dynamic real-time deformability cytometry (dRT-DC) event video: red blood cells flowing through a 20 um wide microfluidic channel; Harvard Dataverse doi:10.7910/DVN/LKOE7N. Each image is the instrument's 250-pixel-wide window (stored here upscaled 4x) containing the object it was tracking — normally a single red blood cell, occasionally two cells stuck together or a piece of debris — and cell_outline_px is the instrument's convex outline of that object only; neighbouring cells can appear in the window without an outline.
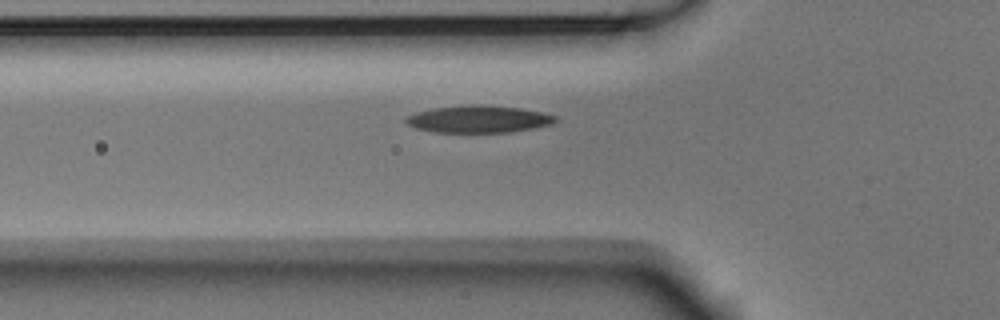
{"species": "Egyptian fruit bat (a non-hibernating species)", "species_latin": "Rousettus aegyptiacus", "temperature_condition": "room temperature", "stored_images_in_passage": 40, "camera_frame_rate_fps": 3000, "um_per_image_px": 0.085, "animal": {"sex": "male"}, "frame": {"image": 1, "passage_image": 9, "time_ms": 2.667, "image_size_px": [1000, 320], "cell_outline_px": [[556, 120], [552, 124], [532, 128], [508, 132], [436, 132], [416, 128], [408, 124], [404, 120], [408, 116], [416, 112], [436, 108], [472, 104], [480, 104], [520, 108], [544, 112], [556, 116]], "centroid_in_image_um": [40.7, 10.12], "position_along_channel_um": 85.1, "area_um2": 23.47}}
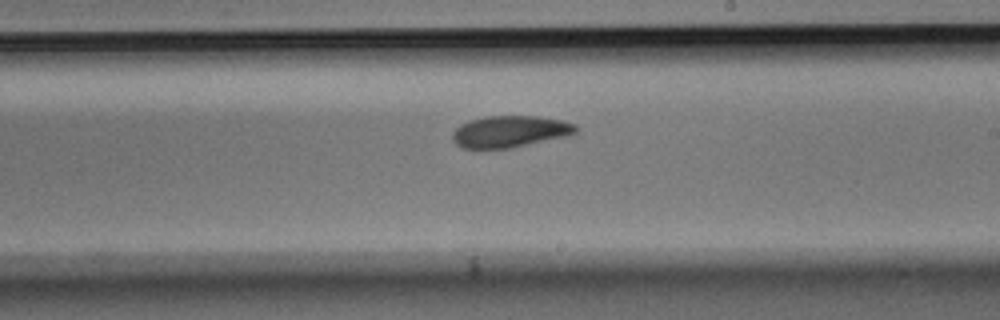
{"frame": {"image": 2, "passage_image": 22, "time_ms": 7.0, "image_size_px": [1000, 320], "cell_outline_px": [[580, 128], [576, 132], [568, 136], [508, 148], [460, 148], [452, 140], [452, 132], [460, 124], [468, 120], [484, 116], [536, 116], [564, 120], [576, 124]], "centroid_in_image_um": [43.35, 11.17], "position_along_channel_um": 245.7, "area_um2": 22.95}}
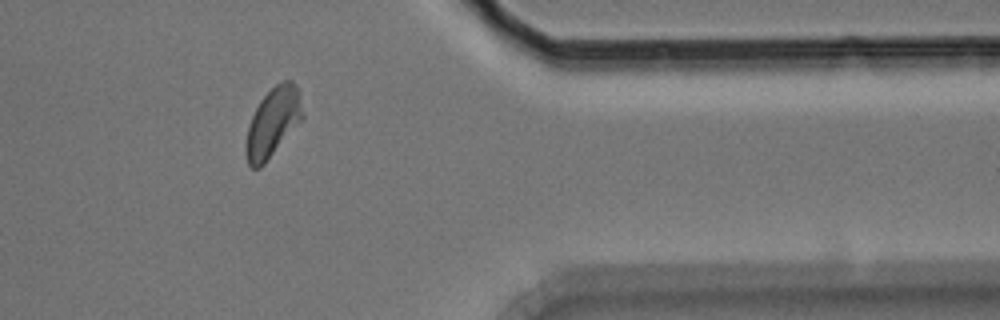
{"frame": {"image": 3, "passage_image": 35, "time_ms": 11.333, "image_size_px": [1000, 320], "cell_outline_px": [[304, 116], [264, 164], [260, 168], [252, 168], [248, 164], [244, 152], [244, 144], [248, 128], [252, 116], [260, 100], [276, 84], [284, 80], [292, 80], [296, 84], [304, 112]], "centroid_in_image_um": [23.17, 10.4], "position_along_channel_um": 388.2, "area_um2": 22.6}}